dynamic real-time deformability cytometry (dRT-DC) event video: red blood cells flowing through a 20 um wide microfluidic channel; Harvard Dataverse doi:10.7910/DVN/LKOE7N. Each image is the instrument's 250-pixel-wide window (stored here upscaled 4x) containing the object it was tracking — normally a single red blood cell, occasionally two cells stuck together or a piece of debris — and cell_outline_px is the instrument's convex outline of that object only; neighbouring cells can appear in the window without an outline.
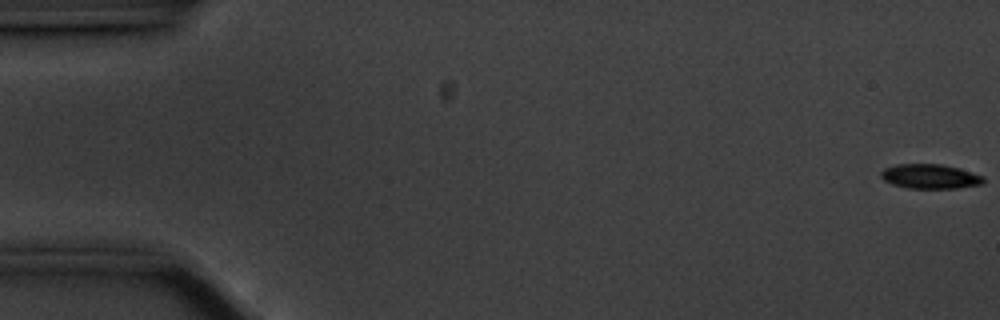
{"species": "common noctule bat (a hibernating species)", "species_latin": "Nyctalus noctula", "temperature_condition": "cold", "stored_images_in_passage": 57, "camera_frame_rate_fps": 3000, "um_per_image_px": 0.085, "animal": {"sex": "male", "body_mass_g": 20.1, "forearm_length_mm": 53.5}, "frame": {"image": 1, "passage_image": 1, "time_ms": 0.0, "image_size_px": [1000, 320], "cell_outline_px": [[984, 180], [980, 184], [956, 188], [908, 188], [892, 184], [884, 180], [880, 176], [880, 172], [884, 168], [896, 164], [940, 164], [960, 168], [984, 176]], "centroid_in_image_um": [79.03, 14.99], "position_along_channel_um": 6.0, "area_um2": 14.62}}
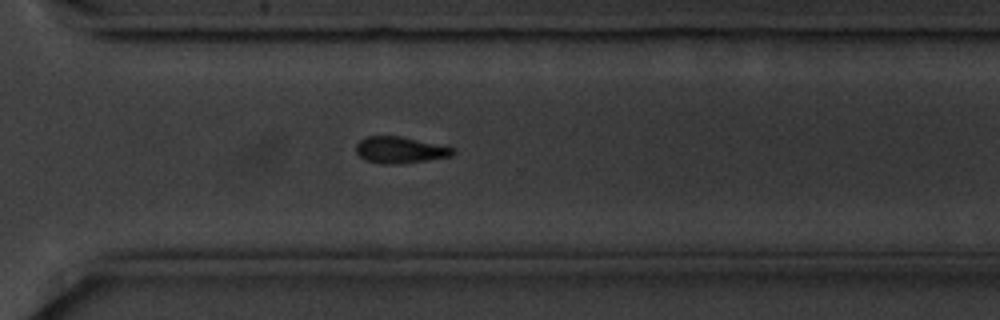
{"frame": {"image": 2, "passage_image": 41, "time_ms": 13.333, "image_size_px": [1000, 320], "cell_outline_px": [[456, 152], [452, 156], [396, 164], [380, 164], [364, 160], [356, 152], [356, 144], [360, 140], [368, 136], [400, 136], [456, 148]], "centroid_in_image_um": [33.99, 12.75], "position_along_channel_um": 336.6, "area_um2": 14.91}}
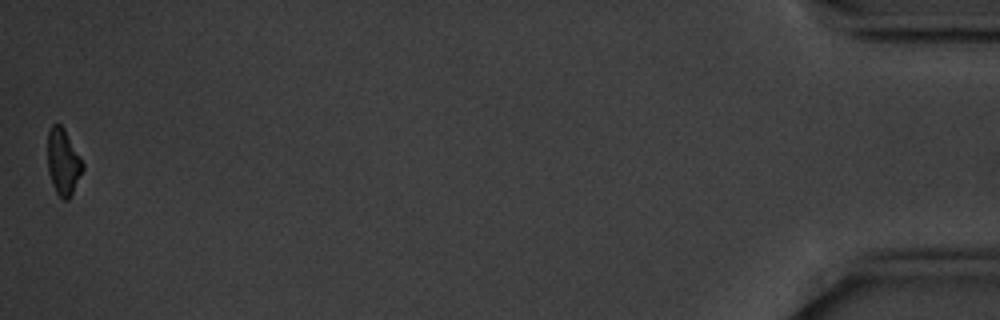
{"frame": {"image": 3, "passage_image": 57, "time_ms": 18.667, "image_size_px": [1000, 320], "cell_outline_px": [[84, 168], [68, 200], [64, 200], [56, 192], [52, 184], [48, 172], [48, 132], [52, 124], [60, 124], [64, 128], [80, 156], [84, 164]], "centroid_in_image_um": [5.37, 13.75], "position_along_channel_um": 429.8, "area_um2": 13.41}, "authors_computed_cell_mechanics": {"area_um2": 15.028, "velocity_mm_per_s": 3.5287, "shape_relaxation_time_tau1_ms": 1.7401, "shape_relaxation_time_tau2_ms": null, "deformation_change_tau1": 0.1103, "deformation_change_tau2": null}}